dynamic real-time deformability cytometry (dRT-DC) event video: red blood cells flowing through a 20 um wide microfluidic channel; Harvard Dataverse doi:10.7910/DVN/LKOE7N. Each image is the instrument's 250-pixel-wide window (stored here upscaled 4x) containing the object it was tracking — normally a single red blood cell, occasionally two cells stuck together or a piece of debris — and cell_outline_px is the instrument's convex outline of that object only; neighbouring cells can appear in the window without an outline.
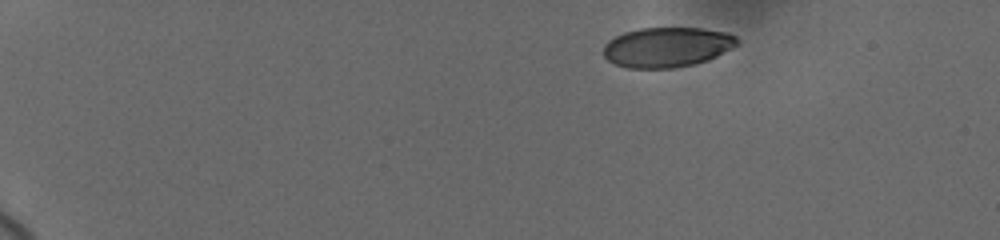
{"species": "human", "species_latin": "Homo sapiens", "temperature_condition": "cold", "stored_images_in_passage": 50, "camera_frame_rate_fps": 3000, "um_per_image_px": 0.085, "donor": {"sex": "female"}, "frame": {"image": 1, "passage_image": 1, "time_ms": 0.0, "image_size_px": [1000, 240], "cell_outline_px": [[740, 44], [708, 60], [696, 64], [672, 68], [628, 68], [616, 64], [608, 60], [604, 56], [604, 44], [608, 40], [624, 32], [640, 28], [700, 28], [728, 32], [736, 36], [740, 40]], "centroid_in_image_um": [56.73, 4.0], "position_along_channel_um": 28.3, "area_um2": 31.33}}
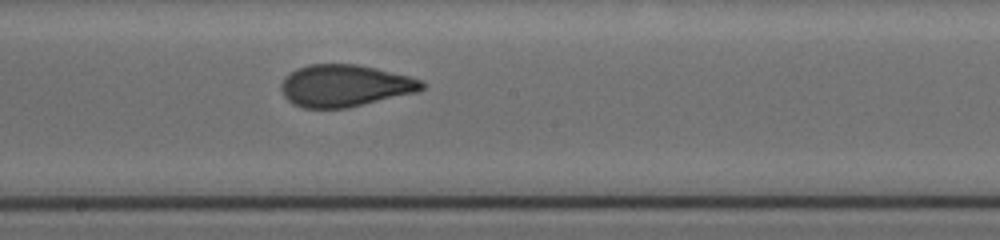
{"frame": {"image": 2, "passage_image": 26, "time_ms": 8.333, "image_size_px": [1000, 240], "cell_outline_px": [[428, 84], [420, 92], [348, 108], [304, 108], [292, 104], [284, 96], [280, 88], [280, 84], [296, 68], [308, 64], [356, 64], [376, 68], [424, 80]], "centroid_in_image_um": [29.37, 7.29], "position_along_channel_um": 218.8, "area_um2": 34.8}}
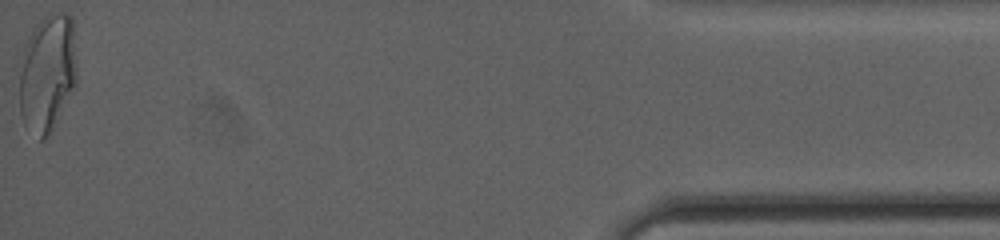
{"frame": {"image": 3, "passage_image": 50, "time_ms": 16.0, "image_size_px": [1000, 240], "cell_outline_px": [[76, 84], [52, 128], [44, 140], [40, 140], [24, 124], [20, 112], [16, 68], [24, 44], [32, 28], [44, 16], [52, 12], [68, 12], [72, 16], [76, 68]], "centroid_in_image_um": [3.96, 6.15], "position_along_channel_um": 431.2, "area_um2": 40.4}, "authors_computed_cell_mechanics": {"area_um2": 34.6222, "velocity_mm_per_s": 3.6783, "shape_relaxation_time_tau1_ms": 11.1003, "shape_relaxation_time_tau2_ms": null, "deformation_change_tau1": 0.2424, "deformation_change_tau2": null}}